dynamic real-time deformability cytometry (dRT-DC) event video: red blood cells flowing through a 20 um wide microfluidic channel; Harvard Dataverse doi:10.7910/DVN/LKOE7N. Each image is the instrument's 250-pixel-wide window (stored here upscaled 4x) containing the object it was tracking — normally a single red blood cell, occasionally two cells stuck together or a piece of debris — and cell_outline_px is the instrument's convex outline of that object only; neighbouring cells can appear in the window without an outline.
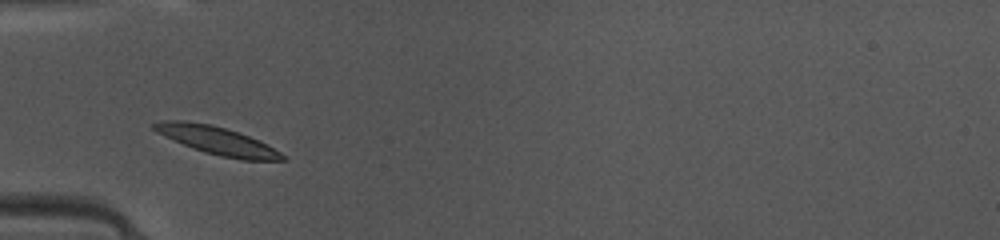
{"species": "common noctule bat (a hibernating species)", "species_latin": "Nyctalus noctula", "temperature_condition": "warm", "stored_images_in_passage": 32, "camera_frame_rate_fps": 3000, "um_per_image_px": 0.085, "animal": {"sex": "female", "body_mass_g": 10.0, "forearm_length_mm": 53.1}, "frame": {"image": 1, "passage_image": 2, "time_ms": 0.333, "image_size_px": [1000, 240], "cell_outline_px": [[284, 160], [240, 160], [220, 156], [204, 152], [192, 148], [156, 132], [152, 128], [152, 124], [160, 120], [184, 120], [212, 124], [248, 136], [268, 144], [280, 152], [284, 156]], "centroid_in_image_um": [18.42, 11.94], "position_along_channel_um": 66.6, "area_um2": 20.81}}
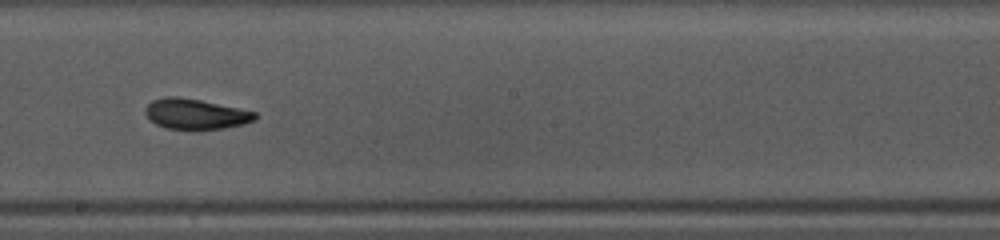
{"frame": {"image": 2, "passage_image": 14, "time_ms": 4.333, "image_size_px": [1000, 240], "cell_outline_px": [[256, 120], [244, 124], [224, 128], [196, 132], [164, 128], [156, 124], [144, 112], [144, 108], [152, 100], [164, 96], [180, 96], [200, 100], [256, 112]], "centroid_in_image_um": [16.6, 9.72], "position_along_channel_um": 231.6, "area_um2": 20.0}}
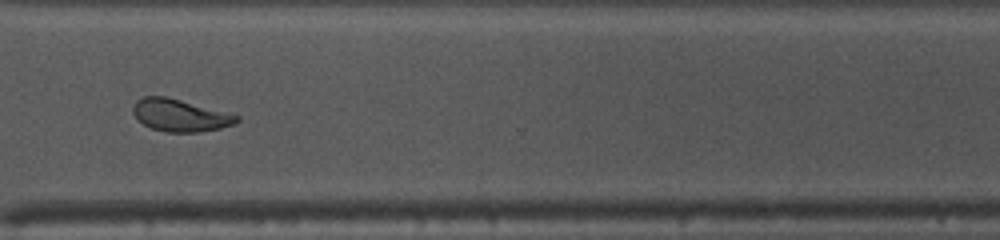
{"frame": {"image": 3, "passage_image": 23, "time_ms": 7.333, "image_size_px": [1000, 240], "cell_outline_px": [[240, 120], [232, 124], [220, 128], [196, 132], [168, 132], [152, 128], [144, 124], [132, 112], [132, 108], [136, 100], [144, 96], [164, 96], [180, 100], [240, 116]], "centroid_in_image_um": [15.28, 9.8], "position_along_channel_um": 355.3, "area_um2": 19.07}, "authors_computed_cell_mechanics": {"area_um2": 19.5075, "velocity_mm_per_s": 4.1405, "shape_relaxation_time_tau1_ms": 3.2692, "shape_relaxation_time_tau2_ms": 1.6707, "deformation_change_tau1": 0.1762, "deformation_change_tau2": 0.0871}}